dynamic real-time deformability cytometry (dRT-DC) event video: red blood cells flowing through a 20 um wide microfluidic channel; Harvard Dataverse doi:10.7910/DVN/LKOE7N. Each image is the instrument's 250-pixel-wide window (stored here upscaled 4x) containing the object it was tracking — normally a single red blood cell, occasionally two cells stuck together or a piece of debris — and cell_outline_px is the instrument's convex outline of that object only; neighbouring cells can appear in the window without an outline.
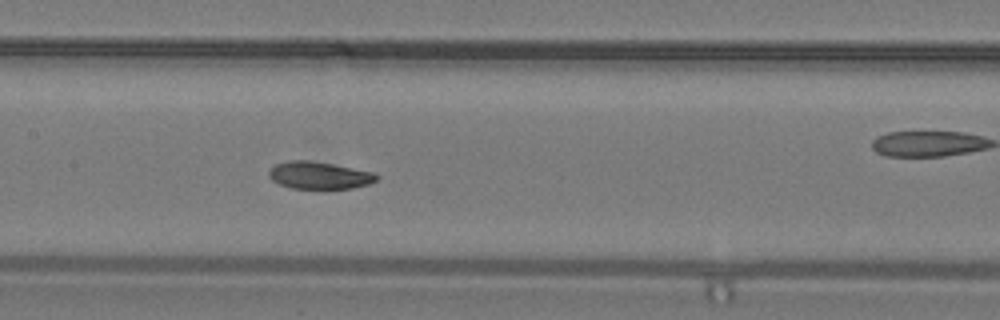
{"species": "common noctule bat (a hibernating species)", "species_latin": "Nyctalus noctula", "temperature_condition": "warm", "stored_images_in_passage": 47, "camera_frame_rate_fps": 3000, "um_per_image_px": 0.085, "animal": {"sex": "male", "body_mass_g": 19.2, "forearm_length_mm": 51.8}, "frame": {"image": 1, "passage_image": 21, "time_ms": 6.667, "image_size_px": [1000, 320], "cell_outline_px": [[380, 176], [376, 180], [368, 184], [352, 188], [324, 192], [288, 188], [272, 180], [268, 176], [268, 172], [276, 164], [288, 160], [312, 160], [376, 172]], "centroid_in_image_um": [27.16, 14.95], "position_along_channel_um": 180.2, "area_um2": 18.15}, "authors_computed_cell_mechanics": {"area_um2": 18.207, "velocity_mm_per_s": 4.2344, "shape_relaxation_time_tau1_ms": 3.1711, "shape_relaxation_time_tau2_ms": 3.3444, "deformation_change_tau1": 0.1081, "deformation_change_tau2": 0.086}}